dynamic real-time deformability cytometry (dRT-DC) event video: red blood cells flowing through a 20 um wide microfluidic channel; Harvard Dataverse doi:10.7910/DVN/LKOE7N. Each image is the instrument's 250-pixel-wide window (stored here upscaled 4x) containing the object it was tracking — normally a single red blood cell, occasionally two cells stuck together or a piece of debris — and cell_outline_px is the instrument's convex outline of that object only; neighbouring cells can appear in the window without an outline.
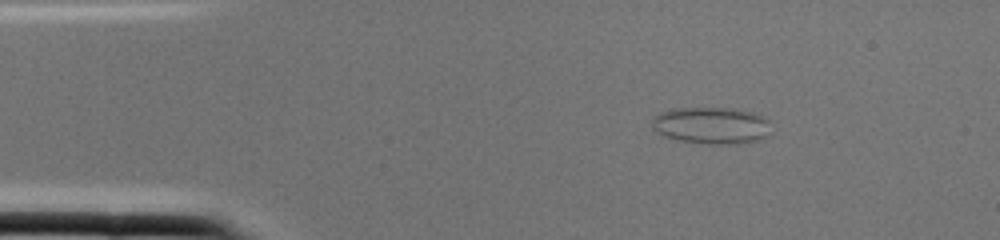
{"species": "common noctule bat (a hibernating species)", "species_latin": "Nyctalus noctula", "temperature_condition": "cold", "stored_images_in_passage": 1, "camera_frame_rate_fps": 3000, "um_per_image_px": 0.085, "animal": {"sex": "female", "body_mass_g": 22.0, "forearm_length_mm": 56.7}, "frame": {"image": 1, "passage_image": 1, "time_ms": 0.0, "image_size_px": [1000, 240], "cell_outline_px": [[768, 136], [756, 140], [732, 144], [708, 144], [676, 140], [664, 136], [656, 132], [652, 128], [652, 116], [660, 112], [672, 108], [728, 108], [752, 112], [768, 120]], "centroid_in_image_um": [60.39, 10.66], "position_along_channel_um": 24.6, "area_um2": 25.55}}